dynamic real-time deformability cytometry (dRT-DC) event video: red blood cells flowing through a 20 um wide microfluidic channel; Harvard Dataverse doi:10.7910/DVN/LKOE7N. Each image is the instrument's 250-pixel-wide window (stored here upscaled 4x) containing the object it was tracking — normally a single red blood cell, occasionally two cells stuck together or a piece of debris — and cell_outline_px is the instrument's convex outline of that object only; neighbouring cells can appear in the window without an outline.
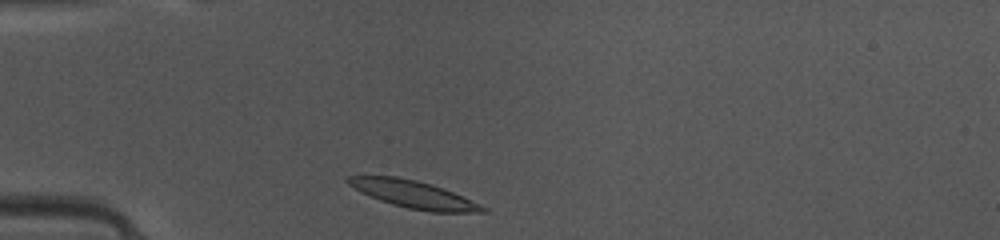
{"species": "common noctule bat (a hibernating species)", "species_latin": "Nyctalus noctula", "temperature_condition": "warm", "stored_images_in_passage": 36, "camera_frame_rate_fps": 3000, "um_per_image_px": 0.085, "animal": {"sex": "female", "body_mass_g": 10.0, "forearm_length_mm": 53.1}, "frame": {"image": 1, "passage_image": 1, "time_ms": 0.0, "image_size_px": [1000, 240], "cell_outline_px": [[488, 212], [432, 212], [408, 208], [392, 204], [380, 200], [348, 184], [344, 180], [348, 176], [396, 176], [416, 180], [432, 184], [444, 188], [480, 204], [488, 208]], "centroid_in_image_um": [35.2, 16.52], "position_along_channel_um": 49.8, "area_um2": 21.21}}
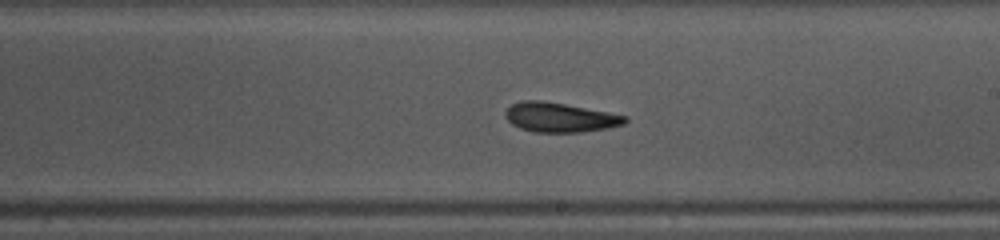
{"frame": {"image": 2, "passage_image": 16, "time_ms": 5.0, "image_size_px": [1000, 240], "cell_outline_px": [[628, 120], [624, 124], [608, 128], [580, 132], [532, 132], [520, 128], [512, 124], [504, 116], [504, 112], [512, 104], [520, 100], [540, 100], [564, 104], [608, 112], [628, 116]], "centroid_in_image_um": [47.57, 9.98], "position_along_channel_um": 241.4, "area_um2": 20.58}}
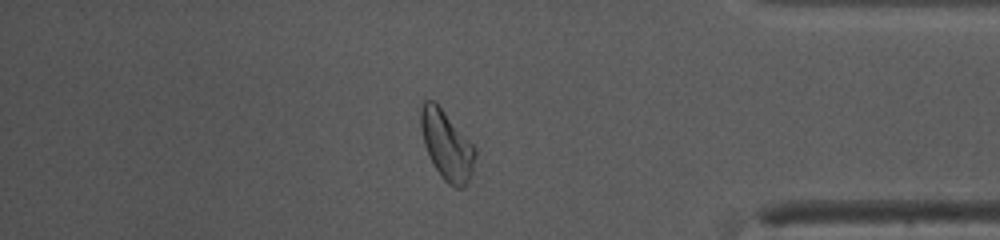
{"frame": {"image": 3, "passage_image": 29, "time_ms": 9.333, "image_size_px": [1000, 240], "cell_outline_px": [[476, 156], [472, 176], [468, 184], [464, 188], [456, 188], [448, 184], [440, 176], [424, 144], [420, 128], [420, 108], [424, 100], [432, 100], [440, 108], [476, 148]], "centroid_in_image_um": [37.99, 12.4], "position_along_channel_um": 397.2, "area_um2": 21.73}, "authors_computed_cell_mechanics": {"area_um2": 21.1548, "velocity_mm_per_s": 4.1257, "shape_relaxation_time_tau1_ms": 6.0289, "shape_relaxation_time_tau2_ms": 6.2305, "deformation_change_tau1": 0.195, "deformation_change_tau2": 0.1309}}